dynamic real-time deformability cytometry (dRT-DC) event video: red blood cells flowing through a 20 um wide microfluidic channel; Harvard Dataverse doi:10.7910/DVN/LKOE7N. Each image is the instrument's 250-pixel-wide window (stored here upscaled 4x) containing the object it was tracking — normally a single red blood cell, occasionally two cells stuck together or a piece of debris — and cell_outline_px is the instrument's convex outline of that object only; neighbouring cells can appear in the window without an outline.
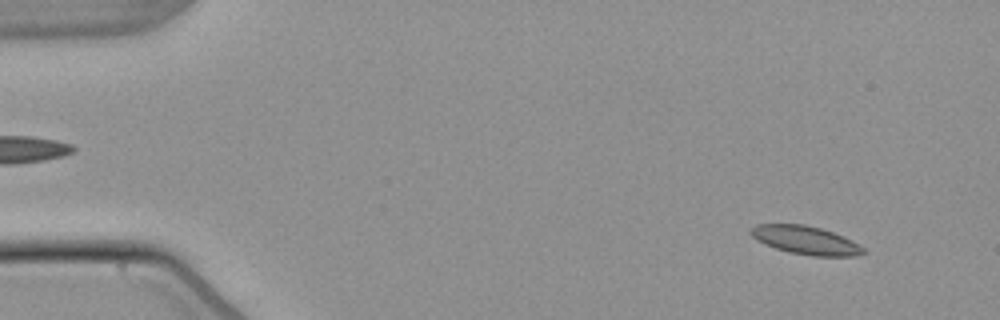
{"species": "common noctule bat (a hibernating species)", "species_latin": "Nyctalus noctula", "temperature_condition": "warm", "stored_images_in_passage": 54, "camera_frame_rate_fps": 3000, "um_per_image_px": 0.085, "animal": {"sex": "male", "body_mass_g": 21.5, "forearm_length_mm": 52.0}, "frame": {"image": 1, "passage_image": 5, "time_ms": 1.333, "image_size_px": [1000, 320], "cell_outline_px": [[868, 252], [852, 256], [812, 256], [788, 252], [776, 248], [756, 240], [748, 232], [756, 224], [804, 224], [820, 228], [832, 232], [864, 248]], "centroid_in_image_um": [68.43, 20.42], "position_along_channel_um": 16.6, "area_um2": 18.32}}
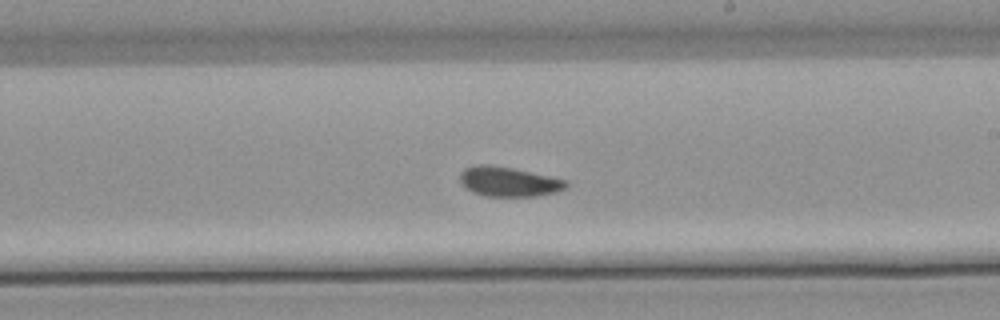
{"frame": {"image": 2, "passage_image": 32, "time_ms": 10.333, "image_size_px": [1000, 320], "cell_outline_px": [[568, 184], [564, 188], [556, 192], [536, 196], [484, 196], [472, 192], [464, 188], [460, 180], [460, 172], [464, 168], [476, 164], [484, 164], [512, 168], [568, 180]], "centroid_in_image_um": [43.2, 15.44], "position_along_channel_um": 245.8, "area_um2": 18.38}}
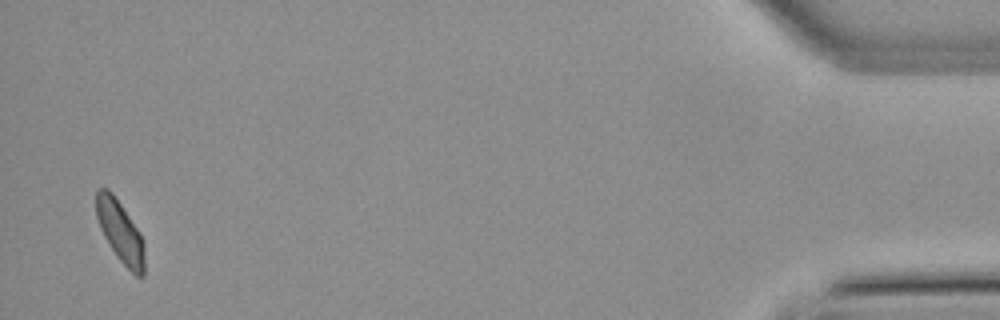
{"frame": {"image": 3, "passage_image": 53, "time_ms": 17.333, "image_size_px": [1000, 320], "cell_outline_px": [[144, 276], [136, 276], [116, 256], [104, 236], [100, 228], [96, 216], [96, 192], [100, 188], [108, 188], [112, 192], [140, 232], [144, 244]], "centroid_in_image_um": [10.22, 19.68], "position_along_channel_um": 425.0, "area_um2": 17.22}, "authors_computed_cell_mechanics": {"area_um2": 18.3226, "velocity_mm_per_s": 3.8085, "shape_relaxation_time_tau1_ms": null, "shape_relaxation_time_tau2_ms": 3.123, "deformation_change_tau1": null, "deformation_change_tau2": 0.0639}}